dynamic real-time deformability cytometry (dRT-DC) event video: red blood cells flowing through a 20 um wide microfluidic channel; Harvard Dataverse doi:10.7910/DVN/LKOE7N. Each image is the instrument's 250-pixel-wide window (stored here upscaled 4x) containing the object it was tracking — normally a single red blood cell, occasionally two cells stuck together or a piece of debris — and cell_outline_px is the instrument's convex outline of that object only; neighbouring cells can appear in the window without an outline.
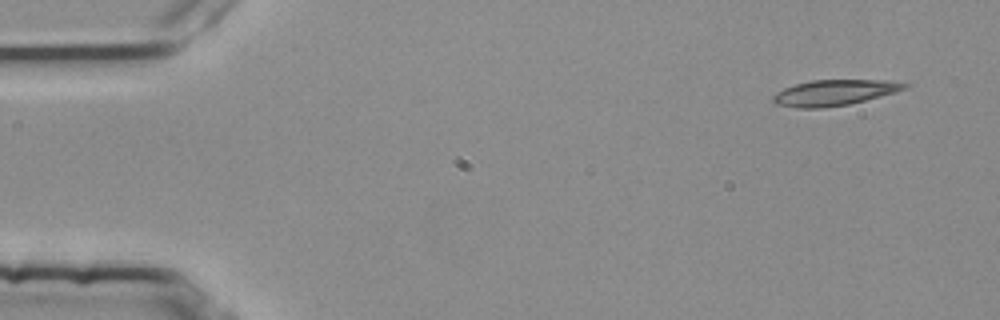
{"species": "common noctule bat (a hibernating species)", "species_latin": "Nyctalus noctula", "temperature_condition": "room temperature", "stored_images_in_passage": 5, "segment_of_instrument_passage": [1, 2], "camera_frame_rate_fps": 3000, "um_per_image_px": 0.085, "animal": {"sex": "female", "body_mass_g": 25.1}, "frame": {"image": 1, "passage_image": 1, "time_ms": 0.0, "image_size_px": [1000, 320], "cell_outline_px": [[912, 84], [908, 88], [896, 92], [848, 104], [824, 108], [796, 108], [776, 104], [772, 100], [772, 96], [776, 92], [784, 88], [796, 84], [812, 80], [892, 80]], "centroid_in_image_um": [70.94, 7.87], "position_along_channel_um": 14.1, "area_um2": 19.83}}
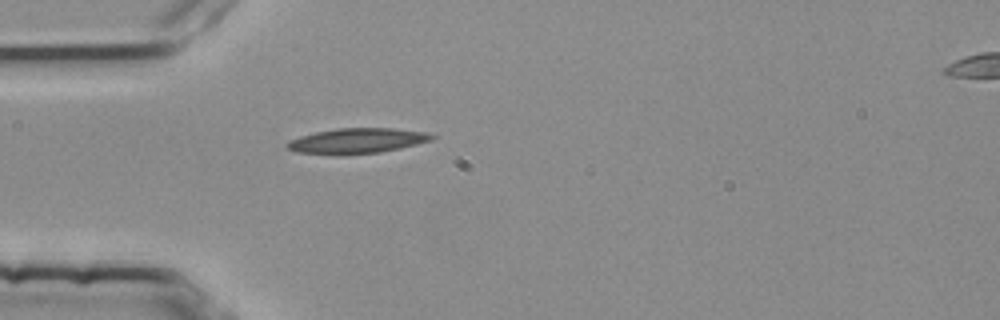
{"frame": {"image": 2, "passage_image": 4, "time_ms": 1.0, "image_size_px": [1000, 320], "cell_outline_px": [[436, 136], [432, 140], [400, 148], [380, 152], [296, 152], [288, 148], [284, 144], [288, 140], [300, 136], [316, 132], [336, 128], [392, 128], [428, 132]], "centroid_in_image_um": [30.41, 11.92], "position_along_channel_um": 54.6, "area_um2": 20.4}}